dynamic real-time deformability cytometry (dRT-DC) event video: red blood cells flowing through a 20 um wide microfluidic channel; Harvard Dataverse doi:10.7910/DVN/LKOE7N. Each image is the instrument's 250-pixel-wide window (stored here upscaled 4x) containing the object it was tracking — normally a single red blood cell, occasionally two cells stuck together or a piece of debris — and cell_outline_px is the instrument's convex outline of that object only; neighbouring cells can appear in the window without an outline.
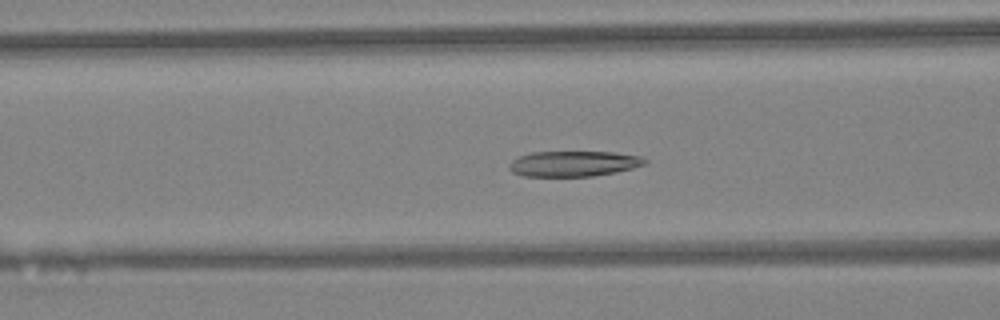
{"species": "Egyptian fruit bat (a non-hibernating species)", "species_latin": "Rousettus aegyptiacus", "temperature_condition": "warm", "stored_images_in_passage": 47, "camera_frame_rate_fps": 3000, "um_per_image_px": 0.085, "animal": {"sex": "female"}, "frame": {"image": 1, "passage_image": 19, "time_ms": 6.0, "image_size_px": [1000, 320], "cell_outline_px": [[648, 160], [644, 164], [632, 168], [616, 172], [592, 176], [524, 176], [512, 172], [508, 168], [508, 164], [512, 160], [520, 156], [532, 152], [612, 152], [640, 156]], "centroid_in_image_um": [48.73, 13.91], "position_along_channel_um": 117.9, "area_um2": 20.06}}
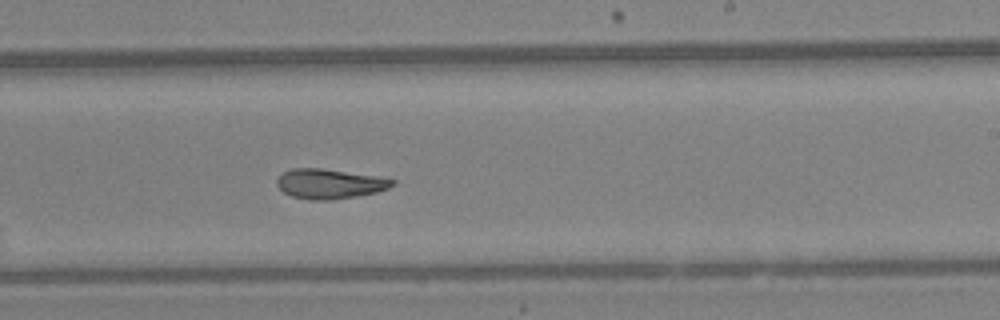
{"frame": {"image": 2, "passage_image": 29, "time_ms": 9.333, "image_size_px": [1000, 320], "cell_outline_px": [[396, 184], [388, 188], [376, 192], [356, 196], [332, 200], [308, 200], [292, 196], [284, 192], [276, 184], [276, 180], [284, 172], [292, 168], [320, 168], [372, 176], [396, 180]], "centroid_in_image_um": [27.99, 15.63], "position_along_channel_um": 261.0, "area_um2": 19.77}}
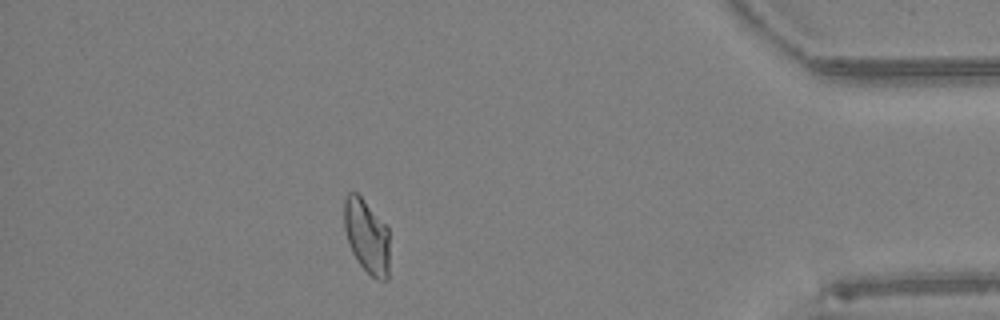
{"frame": {"image": 3, "passage_image": 42, "time_ms": 13.667, "image_size_px": [1000, 320], "cell_outline_px": [[388, 280], [376, 280], [360, 264], [352, 252], [348, 244], [344, 228], [344, 196], [348, 192], [356, 192], [360, 196], [388, 228]], "centroid_in_image_um": [31.15, 20.07], "position_along_channel_um": 404.1, "area_um2": 19.42}, "authors_computed_cell_mechanics": {"area_um2": 20.7502, "velocity_mm_per_s": 4.3282, "shape_relaxation_time_tau1_ms": null, "shape_relaxation_time_tau2_ms": 2.4654, "deformation_change_tau1": null, "deformation_change_tau2": 0.0829}}